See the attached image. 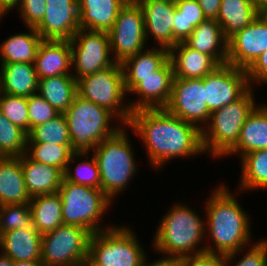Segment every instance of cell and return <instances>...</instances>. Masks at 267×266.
<instances>
[{
	"mask_svg": "<svg viewBox=\"0 0 267 266\" xmlns=\"http://www.w3.org/2000/svg\"><path fill=\"white\" fill-rule=\"evenodd\" d=\"M126 126L142 140L148 163L156 171L175 158L204 155L201 130L165 108L135 110Z\"/></svg>",
	"mask_w": 267,
	"mask_h": 266,
	"instance_id": "cell-1",
	"label": "cell"
},
{
	"mask_svg": "<svg viewBox=\"0 0 267 266\" xmlns=\"http://www.w3.org/2000/svg\"><path fill=\"white\" fill-rule=\"evenodd\" d=\"M225 183H219L205 201V235L208 240L205 252L225 256L254 242L250 214L238 202L235 194ZM237 192V193H236ZM242 206V207H241ZM213 243V244H212Z\"/></svg>",
	"mask_w": 267,
	"mask_h": 266,
	"instance_id": "cell-2",
	"label": "cell"
},
{
	"mask_svg": "<svg viewBox=\"0 0 267 266\" xmlns=\"http://www.w3.org/2000/svg\"><path fill=\"white\" fill-rule=\"evenodd\" d=\"M172 205L156 226L154 253L157 251L164 258H182L205 252V214L200 215L187 202Z\"/></svg>",
	"mask_w": 267,
	"mask_h": 266,
	"instance_id": "cell-3",
	"label": "cell"
},
{
	"mask_svg": "<svg viewBox=\"0 0 267 266\" xmlns=\"http://www.w3.org/2000/svg\"><path fill=\"white\" fill-rule=\"evenodd\" d=\"M127 126L103 140L91 152L96 159L101 179V190L113 202L126 191L139 168Z\"/></svg>",
	"mask_w": 267,
	"mask_h": 266,
	"instance_id": "cell-4",
	"label": "cell"
},
{
	"mask_svg": "<svg viewBox=\"0 0 267 266\" xmlns=\"http://www.w3.org/2000/svg\"><path fill=\"white\" fill-rule=\"evenodd\" d=\"M63 115L67 121L71 150L74 153H91L99 143L123 127L107 109L78 94Z\"/></svg>",
	"mask_w": 267,
	"mask_h": 266,
	"instance_id": "cell-5",
	"label": "cell"
},
{
	"mask_svg": "<svg viewBox=\"0 0 267 266\" xmlns=\"http://www.w3.org/2000/svg\"><path fill=\"white\" fill-rule=\"evenodd\" d=\"M254 89L250 87L236 101L211 112L208 123L201 130L205 155L221 159L237 144L244 122L258 105Z\"/></svg>",
	"mask_w": 267,
	"mask_h": 266,
	"instance_id": "cell-6",
	"label": "cell"
},
{
	"mask_svg": "<svg viewBox=\"0 0 267 266\" xmlns=\"http://www.w3.org/2000/svg\"><path fill=\"white\" fill-rule=\"evenodd\" d=\"M58 193L62 203L63 224L86 228L92 234L115 225L104 223L102 226V219L113 202L101 189L74 184L63 178Z\"/></svg>",
	"mask_w": 267,
	"mask_h": 266,
	"instance_id": "cell-7",
	"label": "cell"
},
{
	"mask_svg": "<svg viewBox=\"0 0 267 266\" xmlns=\"http://www.w3.org/2000/svg\"><path fill=\"white\" fill-rule=\"evenodd\" d=\"M116 226L92 234L87 263L90 266H144L148 255L136 233L129 225Z\"/></svg>",
	"mask_w": 267,
	"mask_h": 266,
	"instance_id": "cell-8",
	"label": "cell"
},
{
	"mask_svg": "<svg viewBox=\"0 0 267 266\" xmlns=\"http://www.w3.org/2000/svg\"><path fill=\"white\" fill-rule=\"evenodd\" d=\"M77 94L107 109L120 124H128L132 111L126 100L128 96L120 63L78 79Z\"/></svg>",
	"mask_w": 267,
	"mask_h": 266,
	"instance_id": "cell-9",
	"label": "cell"
},
{
	"mask_svg": "<svg viewBox=\"0 0 267 266\" xmlns=\"http://www.w3.org/2000/svg\"><path fill=\"white\" fill-rule=\"evenodd\" d=\"M92 233L86 228L61 225L41 237V261L45 266H85Z\"/></svg>",
	"mask_w": 267,
	"mask_h": 266,
	"instance_id": "cell-10",
	"label": "cell"
},
{
	"mask_svg": "<svg viewBox=\"0 0 267 266\" xmlns=\"http://www.w3.org/2000/svg\"><path fill=\"white\" fill-rule=\"evenodd\" d=\"M107 33L113 59L120 64L149 46L143 12L136 1L125 3Z\"/></svg>",
	"mask_w": 267,
	"mask_h": 266,
	"instance_id": "cell-11",
	"label": "cell"
},
{
	"mask_svg": "<svg viewBox=\"0 0 267 266\" xmlns=\"http://www.w3.org/2000/svg\"><path fill=\"white\" fill-rule=\"evenodd\" d=\"M69 41L72 75L76 80L116 63L112 58L107 32L79 29Z\"/></svg>",
	"mask_w": 267,
	"mask_h": 266,
	"instance_id": "cell-12",
	"label": "cell"
},
{
	"mask_svg": "<svg viewBox=\"0 0 267 266\" xmlns=\"http://www.w3.org/2000/svg\"><path fill=\"white\" fill-rule=\"evenodd\" d=\"M173 78V67L170 59L152 75L124 76L127 96H131V94L134 96L135 94L138 99L137 101L136 98L128 100L131 111L165 108L171 97Z\"/></svg>",
	"mask_w": 267,
	"mask_h": 266,
	"instance_id": "cell-13",
	"label": "cell"
},
{
	"mask_svg": "<svg viewBox=\"0 0 267 266\" xmlns=\"http://www.w3.org/2000/svg\"><path fill=\"white\" fill-rule=\"evenodd\" d=\"M165 109L202 130L211 115L205 102L204 78H173L171 97Z\"/></svg>",
	"mask_w": 267,
	"mask_h": 266,
	"instance_id": "cell-14",
	"label": "cell"
},
{
	"mask_svg": "<svg viewBox=\"0 0 267 266\" xmlns=\"http://www.w3.org/2000/svg\"><path fill=\"white\" fill-rule=\"evenodd\" d=\"M250 88L246 70L222 64L204 77L205 102L210 112L239 99Z\"/></svg>",
	"mask_w": 267,
	"mask_h": 266,
	"instance_id": "cell-15",
	"label": "cell"
},
{
	"mask_svg": "<svg viewBox=\"0 0 267 266\" xmlns=\"http://www.w3.org/2000/svg\"><path fill=\"white\" fill-rule=\"evenodd\" d=\"M267 50V19L260 15L228 39L227 63L247 70Z\"/></svg>",
	"mask_w": 267,
	"mask_h": 266,
	"instance_id": "cell-16",
	"label": "cell"
},
{
	"mask_svg": "<svg viewBox=\"0 0 267 266\" xmlns=\"http://www.w3.org/2000/svg\"><path fill=\"white\" fill-rule=\"evenodd\" d=\"M46 12L35 27L43 40H70L80 29L77 0H47Z\"/></svg>",
	"mask_w": 267,
	"mask_h": 266,
	"instance_id": "cell-17",
	"label": "cell"
},
{
	"mask_svg": "<svg viewBox=\"0 0 267 266\" xmlns=\"http://www.w3.org/2000/svg\"><path fill=\"white\" fill-rule=\"evenodd\" d=\"M143 12L146 40H154L155 47H173L174 0H138Z\"/></svg>",
	"mask_w": 267,
	"mask_h": 266,
	"instance_id": "cell-18",
	"label": "cell"
},
{
	"mask_svg": "<svg viewBox=\"0 0 267 266\" xmlns=\"http://www.w3.org/2000/svg\"><path fill=\"white\" fill-rule=\"evenodd\" d=\"M38 79L72 74L69 40H42L34 61Z\"/></svg>",
	"mask_w": 267,
	"mask_h": 266,
	"instance_id": "cell-19",
	"label": "cell"
},
{
	"mask_svg": "<svg viewBox=\"0 0 267 266\" xmlns=\"http://www.w3.org/2000/svg\"><path fill=\"white\" fill-rule=\"evenodd\" d=\"M169 59L174 78L180 79H202L219 66L211 56L191 49L184 42L169 49Z\"/></svg>",
	"mask_w": 267,
	"mask_h": 266,
	"instance_id": "cell-20",
	"label": "cell"
},
{
	"mask_svg": "<svg viewBox=\"0 0 267 266\" xmlns=\"http://www.w3.org/2000/svg\"><path fill=\"white\" fill-rule=\"evenodd\" d=\"M184 43L193 50L211 56L219 65L227 63L228 39L215 19L201 22Z\"/></svg>",
	"mask_w": 267,
	"mask_h": 266,
	"instance_id": "cell-21",
	"label": "cell"
},
{
	"mask_svg": "<svg viewBox=\"0 0 267 266\" xmlns=\"http://www.w3.org/2000/svg\"><path fill=\"white\" fill-rule=\"evenodd\" d=\"M267 149V103H259L244 122L237 144L224 156H239ZM238 154V155H237Z\"/></svg>",
	"mask_w": 267,
	"mask_h": 266,
	"instance_id": "cell-22",
	"label": "cell"
},
{
	"mask_svg": "<svg viewBox=\"0 0 267 266\" xmlns=\"http://www.w3.org/2000/svg\"><path fill=\"white\" fill-rule=\"evenodd\" d=\"M21 167L30 197L58 192L64 178L60 169L36 162L26 153L21 156Z\"/></svg>",
	"mask_w": 267,
	"mask_h": 266,
	"instance_id": "cell-23",
	"label": "cell"
},
{
	"mask_svg": "<svg viewBox=\"0 0 267 266\" xmlns=\"http://www.w3.org/2000/svg\"><path fill=\"white\" fill-rule=\"evenodd\" d=\"M80 29L108 32L127 0H77Z\"/></svg>",
	"mask_w": 267,
	"mask_h": 266,
	"instance_id": "cell-24",
	"label": "cell"
},
{
	"mask_svg": "<svg viewBox=\"0 0 267 266\" xmlns=\"http://www.w3.org/2000/svg\"><path fill=\"white\" fill-rule=\"evenodd\" d=\"M42 235L32 225L1 234L0 253L13 261H41Z\"/></svg>",
	"mask_w": 267,
	"mask_h": 266,
	"instance_id": "cell-25",
	"label": "cell"
},
{
	"mask_svg": "<svg viewBox=\"0 0 267 266\" xmlns=\"http://www.w3.org/2000/svg\"><path fill=\"white\" fill-rule=\"evenodd\" d=\"M25 186L21 157L0 156V206L30 203Z\"/></svg>",
	"mask_w": 267,
	"mask_h": 266,
	"instance_id": "cell-26",
	"label": "cell"
},
{
	"mask_svg": "<svg viewBox=\"0 0 267 266\" xmlns=\"http://www.w3.org/2000/svg\"><path fill=\"white\" fill-rule=\"evenodd\" d=\"M261 13V5L254 0H221L216 21L229 39L251 24Z\"/></svg>",
	"mask_w": 267,
	"mask_h": 266,
	"instance_id": "cell-27",
	"label": "cell"
},
{
	"mask_svg": "<svg viewBox=\"0 0 267 266\" xmlns=\"http://www.w3.org/2000/svg\"><path fill=\"white\" fill-rule=\"evenodd\" d=\"M0 92L29 97L37 93L38 77L34 63L0 64Z\"/></svg>",
	"mask_w": 267,
	"mask_h": 266,
	"instance_id": "cell-28",
	"label": "cell"
},
{
	"mask_svg": "<svg viewBox=\"0 0 267 266\" xmlns=\"http://www.w3.org/2000/svg\"><path fill=\"white\" fill-rule=\"evenodd\" d=\"M28 32L10 35L0 44V64L34 63L42 37L35 27H27Z\"/></svg>",
	"mask_w": 267,
	"mask_h": 266,
	"instance_id": "cell-29",
	"label": "cell"
},
{
	"mask_svg": "<svg viewBox=\"0 0 267 266\" xmlns=\"http://www.w3.org/2000/svg\"><path fill=\"white\" fill-rule=\"evenodd\" d=\"M37 93L59 113H64L77 94V80L72 74L39 79Z\"/></svg>",
	"mask_w": 267,
	"mask_h": 266,
	"instance_id": "cell-30",
	"label": "cell"
},
{
	"mask_svg": "<svg viewBox=\"0 0 267 266\" xmlns=\"http://www.w3.org/2000/svg\"><path fill=\"white\" fill-rule=\"evenodd\" d=\"M29 205L33 226L41 235L63 225L62 203L58 192L31 197Z\"/></svg>",
	"mask_w": 267,
	"mask_h": 266,
	"instance_id": "cell-31",
	"label": "cell"
},
{
	"mask_svg": "<svg viewBox=\"0 0 267 266\" xmlns=\"http://www.w3.org/2000/svg\"><path fill=\"white\" fill-rule=\"evenodd\" d=\"M241 175L237 190L249 193L253 190H267V149H260L245 154L241 160ZM246 191V192H245Z\"/></svg>",
	"mask_w": 267,
	"mask_h": 266,
	"instance_id": "cell-32",
	"label": "cell"
},
{
	"mask_svg": "<svg viewBox=\"0 0 267 266\" xmlns=\"http://www.w3.org/2000/svg\"><path fill=\"white\" fill-rule=\"evenodd\" d=\"M175 12L173 19V46L184 42L194 28L206 20L202 8L196 0H174Z\"/></svg>",
	"mask_w": 267,
	"mask_h": 266,
	"instance_id": "cell-33",
	"label": "cell"
},
{
	"mask_svg": "<svg viewBox=\"0 0 267 266\" xmlns=\"http://www.w3.org/2000/svg\"><path fill=\"white\" fill-rule=\"evenodd\" d=\"M152 46L121 63L124 76L152 75L169 59L168 49Z\"/></svg>",
	"mask_w": 267,
	"mask_h": 266,
	"instance_id": "cell-34",
	"label": "cell"
},
{
	"mask_svg": "<svg viewBox=\"0 0 267 266\" xmlns=\"http://www.w3.org/2000/svg\"><path fill=\"white\" fill-rule=\"evenodd\" d=\"M89 154L91 157H89ZM77 159H79L80 162H78L79 160ZM74 162L78 163H76L77 165L72 168V164ZM64 179L74 184L101 189L98 164L91 153H74L64 171Z\"/></svg>",
	"mask_w": 267,
	"mask_h": 266,
	"instance_id": "cell-35",
	"label": "cell"
},
{
	"mask_svg": "<svg viewBox=\"0 0 267 266\" xmlns=\"http://www.w3.org/2000/svg\"><path fill=\"white\" fill-rule=\"evenodd\" d=\"M27 143L71 145L69 129L63 113L48 122L33 127L28 133Z\"/></svg>",
	"mask_w": 267,
	"mask_h": 266,
	"instance_id": "cell-36",
	"label": "cell"
},
{
	"mask_svg": "<svg viewBox=\"0 0 267 266\" xmlns=\"http://www.w3.org/2000/svg\"><path fill=\"white\" fill-rule=\"evenodd\" d=\"M26 154L32 160L52 165L64 173L74 152L71 150V145L27 143Z\"/></svg>",
	"mask_w": 267,
	"mask_h": 266,
	"instance_id": "cell-37",
	"label": "cell"
},
{
	"mask_svg": "<svg viewBox=\"0 0 267 266\" xmlns=\"http://www.w3.org/2000/svg\"><path fill=\"white\" fill-rule=\"evenodd\" d=\"M28 134L0 111V156L21 157L27 150Z\"/></svg>",
	"mask_w": 267,
	"mask_h": 266,
	"instance_id": "cell-38",
	"label": "cell"
},
{
	"mask_svg": "<svg viewBox=\"0 0 267 266\" xmlns=\"http://www.w3.org/2000/svg\"><path fill=\"white\" fill-rule=\"evenodd\" d=\"M33 225L29 203L0 206V235L15 229H26Z\"/></svg>",
	"mask_w": 267,
	"mask_h": 266,
	"instance_id": "cell-39",
	"label": "cell"
},
{
	"mask_svg": "<svg viewBox=\"0 0 267 266\" xmlns=\"http://www.w3.org/2000/svg\"><path fill=\"white\" fill-rule=\"evenodd\" d=\"M239 255L242 257L238 261L236 257ZM222 266H267V239H259L255 243L253 242L251 245H248L247 248L244 247L236 252L223 256Z\"/></svg>",
	"mask_w": 267,
	"mask_h": 266,
	"instance_id": "cell-40",
	"label": "cell"
},
{
	"mask_svg": "<svg viewBox=\"0 0 267 266\" xmlns=\"http://www.w3.org/2000/svg\"><path fill=\"white\" fill-rule=\"evenodd\" d=\"M0 111L9 121L29 133L27 97L0 92Z\"/></svg>",
	"mask_w": 267,
	"mask_h": 266,
	"instance_id": "cell-41",
	"label": "cell"
},
{
	"mask_svg": "<svg viewBox=\"0 0 267 266\" xmlns=\"http://www.w3.org/2000/svg\"><path fill=\"white\" fill-rule=\"evenodd\" d=\"M27 105L29 114V132L33 127L48 122L60 114L38 93L27 97Z\"/></svg>",
	"mask_w": 267,
	"mask_h": 266,
	"instance_id": "cell-42",
	"label": "cell"
},
{
	"mask_svg": "<svg viewBox=\"0 0 267 266\" xmlns=\"http://www.w3.org/2000/svg\"><path fill=\"white\" fill-rule=\"evenodd\" d=\"M47 0H22L18 7L19 17L25 27H36L46 12Z\"/></svg>",
	"mask_w": 267,
	"mask_h": 266,
	"instance_id": "cell-43",
	"label": "cell"
},
{
	"mask_svg": "<svg viewBox=\"0 0 267 266\" xmlns=\"http://www.w3.org/2000/svg\"><path fill=\"white\" fill-rule=\"evenodd\" d=\"M246 74L250 87L267 84V50L246 70Z\"/></svg>",
	"mask_w": 267,
	"mask_h": 266,
	"instance_id": "cell-44",
	"label": "cell"
},
{
	"mask_svg": "<svg viewBox=\"0 0 267 266\" xmlns=\"http://www.w3.org/2000/svg\"><path fill=\"white\" fill-rule=\"evenodd\" d=\"M222 258L209 252L182 257L185 266H222Z\"/></svg>",
	"mask_w": 267,
	"mask_h": 266,
	"instance_id": "cell-45",
	"label": "cell"
},
{
	"mask_svg": "<svg viewBox=\"0 0 267 266\" xmlns=\"http://www.w3.org/2000/svg\"><path fill=\"white\" fill-rule=\"evenodd\" d=\"M202 8L206 19H215L218 16L221 0H196Z\"/></svg>",
	"mask_w": 267,
	"mask_h": 266,
	"instance_id": "cell-46",
	"label": "cell"
},
{
	"mask_svg": "<svg viewBox=\"0 0 267 266\" xmlns=\"http://www.w3.org/2000/svg\"><path fill=\"white\" fill-rule=\"evenodd\" d=\"M146 260L144 266H185L182 258H164L159 257L158 260H153V262Z\"/></svg>",
	"mask_w": 267,
	"mask_h": 266,
	"instance_id": "cell-47",
	"label": "cell"
},
{
	"mask_svg": "<svg viewBox=\"0 0 267 266\" xmlns=\"http://www.w3.org/2000/svg\"><path fill=\"white\" fill-rule=\"evenodd\" d=\"M22 0H0V22L8 13L20 6Z\"/></svg>",
	"mask_w": 267,
	"mask_h": 266,
	"instance_id": "cell-48",
	"label": "cell"
},
{
	"mask_svg": "<svg viewBox=\"0 0 267 266\" xmlns=\"http://www.w3.org/2000/svg\"><path fill=\"white\" fill-rule=\"evenodd\" d=\"M14 266H45L42 261H14Z\"/></svg>",
	"mask_w": 267,
	"mask_h": 266,
	"instance_id": "cell-49",
	"label": "cell"
},
{
	"mask_svg": "<svg viewBox=\"0 0 267 266\" xmlns=\"http://www.w3.org/2000/svg\"><path fill=\"white\" fill-rule=\"evenodd\" d=\"M0 266H14V261L0 253Z\"/></svg>",
	"mask_w": 267,
	"mask_h": 266,
	"instance_id": "cell-50",
	"label": "cell"
},
{
	"mask_svg": "<svg viewBox=\"0 0 267 266\" xmlns=\"http://www.w3.org/2000/svg\"><path fill=\"white\" fill-rule=\"evenodd\" d=\"M261 13L267 19V2L261 5Z\"/></svg>",
	"mask_w": 267,
	"mask_h": 266,
	"instance_id": "cell-51",
	"label": "cell"
},
{
	"mask_svg": "<svg viewBox=\"0 0 267 266\" xmlns=\"http://www.w3.org/2000/svg\"><path fill=\"white\" fill-rule=\"evenodd\" d=\"M256 1L257 3H259L260 5H262L264 2H267V0H254Z\"/></svg>",
	"mask_w": 267,
	"mask_h": 266,
	"instance_id": "cell-52",
	"label": "cell"
}]
</instances>
